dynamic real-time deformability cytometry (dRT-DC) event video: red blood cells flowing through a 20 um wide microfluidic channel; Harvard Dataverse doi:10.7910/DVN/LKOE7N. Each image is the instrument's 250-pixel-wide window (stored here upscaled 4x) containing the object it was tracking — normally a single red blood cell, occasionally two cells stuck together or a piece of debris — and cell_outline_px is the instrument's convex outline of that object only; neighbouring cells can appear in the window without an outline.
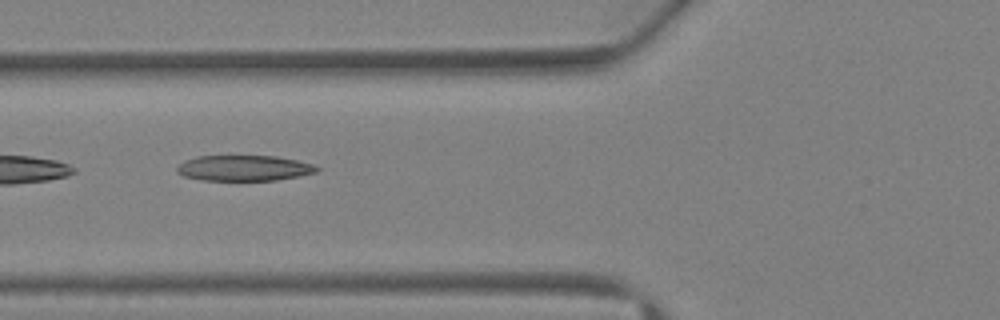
{"species": "Egyptian fruit bat (a non-hibernating species)", "species_latin": "Rousettus aegyptiacus", "temperature_condition": "warm", "stored_images_in_passage": 3, "camera_frame_rate_fps": 3000, "um_per_image_px": 0.085, "animal": {"sex": "female"}, "frame": {"image": 1, "passage_image": 3, "time_ms": 2.333, "image_size_px": [1000, 320], "cell_outline_px": [[320, 168], [316, 172], [276, 180], [204, 180], [184, 176], [176, 172], [176, 168], [184, 160], [196, 156], [276, 156], [316, 164]], "centroid_in_image_um": [20.73, 14.28], "position_along_channel_um": 105.1, "area_um2": 20.81}}